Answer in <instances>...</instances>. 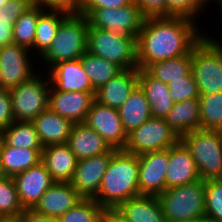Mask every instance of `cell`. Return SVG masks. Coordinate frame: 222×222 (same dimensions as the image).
Instances as JSON below:
<instances>
[{
	"label": "cell",
	"mask_w": 222,
	"mask_h": 222,
	"mask_svg": "<svg viewBox=\"0 0 222 222\" xmlns=\"http://www.w3.org/2000/svg\"><path fill=\"white\" fill-rule=\"evenodd\" d=\"M199 27L197 21L187 17L145 18L136 37L138 69L188 54L207 33Z\"/></svg>",
	"instance_id": "obj_1"
},
{
	"label": "cell",
	"mask_w": 222,
	"mask_h": 222,
	"mask_svg": "<svg viewBox=\"0 0 222 222\" xmlns=\"http://www.w3.org/2000/svg\"><path fill=\"white\" fill-rule=\"evenodd\" d=\"M138 180V156L118 149L113 153L93 199L103 209H117L124 201L140 195Z\"/></svg>",
	"instance_id": "obj_2"
},
{
	"label": "cell",
	"mask_w": 222,
	"mask_h": 222,
	"mask_svg": "<svg viewBox=\"0 0 222 222\" xmlns=\"http://www.w3.org/2000/svg\"><path fill=\"white\" fill-rule=\"evenodd\" d=\"M88 26L85 16L69 14L60 23L51 46L37 60V63L42 60L39 65H45V70L48 71L59 62L80 59L87 51Z\"/></svg>",
	"instance_id": "obj_3"
},
{
	"label": "cell",
	"mask_w": 222,
	"mask_h": 222,
	"mask_svg": "<svg viewBox=\"0 0 222 222\" xmlns=\"http://www.w3.org/2000/svg\"><path fill=\"white\" fill-rule=\"evenodd\" d=\"M222 39L209 34L192 48V74L200 95L222 92Z\"/></svg>",
	"instance_id": "obj_4"
},
{
	"label": "cell",
	"mask_w": 222,
	"mask_h": 222,
	"mask_svg": "<svg viewBox=\"0 0 222 222\" xmlns=\"http://www.w3.org/2000/svg\"><path fill=\"white\" fill-rule=\"evenodd\" d=\"M201 180L222 178V131L198 129L180 137Z\"/></svg>",
	"instance_id": "obj_5"
},
{
	"label": "cell",
	"mask_w": 222,
	"mask_h": 222,
	"mask_svg": "<svg viewBox=\"0 0 222 222\" xmlns=\"http://www.w3.org/2000/svg\"><path fill=\"white\" fill-rule=\"evenodd\" d=\"M168 221L205 219V181L175 186L158 195Z\"/></svg>",
	"instance_id": "obj_6"
},
{
	"label": "cell",
	"mask_w": 222,
	"mask_h": 222,
	"mask_svg": "<svg viewBox=\"0 0 222 222\" xmlns=\"http://www.w3.org/2000/svg\"><path fill=\"white\" fill-rule=\"evenodd\" d=\"M87 51L118 65L122 70L138 69L135 37L88 27Z\"/></svg>",
	"instance_id": "obj_7"
},
{
	"label": "cell",
	"mask_w": 222,
	"mask_h": 222,
	"mask_svg": "<svg viewBox=\"0 0 222 222\" xmlns=\"http://www.w3.org/2000/svg\"><path fill=\"white\" fill-rule=\"evenodd\" d=\"M37 70L39 72L28 81L9 89L15 121L32 122L40 113L48 109L51 82L44 69Z\"/></svg>",
	"instance_id": "obj_8"
},
{
	"label": "cell",
	"mask_w": 222,
	"mask_h": 222,
	"mask_svg": "<svg viewBox=\"0 0 222 222\" xmlns=\"http://www.w3.org/2000/svg\"><path fill=\"white\" fill-rule=\"evenodd\" d=\"M79 14L88 20V27L114 32L124 37H137L145 17L133 1L119 8L80 9Z\"/></svg>",
	"instance_id": "obj_9"
},
{
	"label": "cell",
	"mask_w": 222,
	"mask_h": 222,
	"mask_svg": "<svg viewBox=\"0 0 222 222\" xmlns=\"http://www.w3.org/2000/svg\"><path fill=\"white\" fill-rule=\"evenodd\" d=\"M180 141L178 134L164 119L150 118L127 134L123 150L140 156L145 153L168 149Z\"/></svg>",
	"instance_id": "obj_10"
},
{
	"label": "cell",
	"mask_w": 222,
	"mask_h": 222,
	"mask_svg": "<svg viewBox=\"0 0 222 222\" xmlns=\"http://www.w3.org/2000/svg\"><path fill=\"white\" fill-rule=\"evenodd\" d=\"M35 58L30 50L17 44L1 46L0 88H14L34 76L37 73Z\"/></svg>",
	"instance_id": "obj_11"
},
{
	"label": "cell",
	"mask_w": 222,
	"mask_h": 222,
	"mask_svg": "<svg viewBox=\"0 0 222 222\" xmlns=\"http://www.w3.org/2000/svg\"><path fill=\"white\" fill-rule=\"evenodd\" d=\"M84 123L95 130L111 148L117 150L125 148L127 133L123 128L118 109L94 100Z\"/></svg>",
	"instance_id": "obj_12"
},
{
	"label": "cell",
	"mask_w": 222,
	"mask_h": 222,
	"mask_svg": "<svg viewBox=\"0 0 222 222\" xmlns=\"http://www.w3.org/2000/svg\"><path fill=\"white\" fill-rule=\"evenodd\" d=\"M116 150L111 148L104 154L77 161L70 183L84 199H93L97 195L102 178Z\"/></svg>",
	"instance_id": "obj_13"
},
{
	"label": "cell",
	"mask_w": 222,
	"mask_h": 222,
	"mask_svg": "<svg viewBox=\"0 0 222 222\" xmlns=\"http://www.w3.org/2000/svg\"><path fill=\"white\" fill-rule=\"evenodd\" d=\"M140 195L158 196L166 190L169 148L138 156Z\"/></svg>",
	"instance_id": "obj_14"
},
{
	"label": "cell",
	"mask_w": 222,
	"mask_h": 222,
	"mask_svg": "<svg viewBox=\"0 0 222 222\" xmlns=\"http://www.w3.org/2000/svg\"><path fill=\"white\" fill-rule=\"evenodd\" d=\"M95 92L59 91L50 87L48 108L73 124L85 122Z\"/></svg>",
	"instance_id": "obj_15"
},
{
	"label": "cell",
	"mask_w": 222,
	"mask_h": 222,
	"mask_svg": "<svg viewBox=\"0 0 222 222\" xmlns=\"http://www.w3.org/2000/svg\"><path fill=\"white\" fill-rule=\"evenodd\" d=\"M23 209H33L44 192L54 183L45 165H37L13 177Z\"/></svg>",
	"instance_id": "obj_16"
},
{
	"label": "cell",
	"mask_w": 222,
	"mask_h": 222,
	"mask_svg": "<svg viewBox=\"0 0 222 222\" xmlns=\"http://www.w3.org/2000/svg\"><path fill=\"white\" fill-rule=\"evenodd\" d=\"M83 199L70 182H54L33 209L39 214L57 220Z\"/></svg>",
	"instance_id": "obj_17"
},
{
	"label": "cell",
	"mask_w": 222,
	"mask_h": 222,
	"mask_svg": "<svg viewBox=\"0 0 222 222\" xmlns=\"http://www.w3.org/2000/svg\"><path fill=\"white\" fill-rule=\"evenodd\" d=\"M45 73L49 76L51 87L59 91L96 92L80 59L59 62Z\"/></svg>",
	"instance_id": "obj_18"
},
{
	"label": "cell",
	"mask_w": 222,
	"mask_h": 222,
	"mask_svg": "<svg viewBox=\"0 0 222 222\" xmlns=\"http://www.w3.org/2000/svg\"><path fill=\"white\" fill-rule=\"evenodd\" d=\"M200 180L196 164L186 146L179 141L169 148L166 189Z\"/></svg>",
	"instance_id": "obj_19"
},
{
	"label": "cell",
	"mask_w": 222,
	"mask_h": 222,
	"mask_svg": "<svg viewBox=\"0 0 222 222\" xmlns=\"http://www.w3.org/2000/svg\"><path fill=\"white\" fill-rule=\"evenodd\" d=\"M138 86V69L122 70L95 92V100L108 107L119 109Z\"/></svg>",
	"instance_id": "obj_20"
},
{
	"label": "cell",
	"mask_w": 222,
	"mask_h": 222,
	"mask_svg": "<svg viewBox=\"0 0 222 222\" xmlns=\"http://www.w3.org/2000/svg\"><path fill=\"white\" fill-rule=\"evenodd\" d=\"M77 161L67 143L45 146L41 152V162L54 182H71Z\"/></svg>",
	"instance_id": "obj_21"
},
{
	"label": "cell",
	"mask_w": 222,
	"mask_h": 222,
	"mask_svg": "<svg viewBox=\"0 0 222 222\" xmlns=\"http://www.w3.org/2000/svg\"><path fill=\"white\" fill-rule=\"evenodd\" d=\"M67 144L77 160L98 156L111 149L106 141L84 122L73 124Z\"/></svg>",
	"instance_id": "obj_22"
},
{
	"label": "cell",
	"mask_w": 222,
	"mask_h": 222,
	"mask_svg": "<svg viewBox=\"0 0 222 222\" xmlns=\"http://www.w3.org/2000/svg\"><path fill=\"white\" fill-rule=\"evenodd\" d=\"M32 123L43 147L67 143L73 126L70 120L61 117L49 108L40 113Z\"/></svg>",
	"instance_id": "obj_23"
},
{
	"label": "cell",
	"mask_w": 222,
	"mask_h": 222,
	"mask_svg": "<svg viewBox=\"0 0 222 222\" xmlns=\"http://www.w3.org/2000/svg\"><path fill=\"white\" fill-rule=\"evenodd\" d=\"M129 222H168L157 196L139 195L124 201L117 209Z\"/></svg>",
	"instance_id": "obj_24"
},
{
	"label": "cell",
	"mask_w": 222,
	"mask_h": 222,
	"mask_svg": "<svg viewBox=\"0 0 222 222\" xmlns=\"http://www.w3.org/2000/svg\"><path fill=\"white\" fill-rule=\"evenodd\" d=\"M138 85L145 92L152 118L164 119L174 105L167 84L138 69Z\"/></svg>",
	"instance_id": "obj_25"
},
{
	"label": "cell",
	"mask_w": 222,
	"mask_h": 222,
	"mask_svg": "<svg viewBox=\"0 0 222 222\" xmlns=\"http://www.w3.org/2000/svg\"><path fill=\"white\" fill-rule=\"evenodd\" d=\"M118 112L127 134L152 117L145 92L139 85L118 109Z\"/></svg>",
	"instance_id": "obj_26"
},
{
	"label": "cell",
	"mask_w": 222,
	"mask_h": 222,
	"mask_svg": "<svg viewBox=\"0 0 222 222\" xmlns=\"http://www.w3.org/2000/svg\"><path fill=\"white\" fill-rule=\"evenodd\" d=\"M164 120L179 137L200 129L199 98L174 103Z\"/></svg>",
	"instance_id": "obj_27"
},
{
	"label": "cell",
	"mask_w": 222,
	"mask_h": 222,
	"mask_svg": "<svg viewBox=\"0 0 222 222\" xmlns=\"http://www.w3.org/2000/svg\"><path fill=\"white\" fill-rule=\"evenodd\" d=\"M42 150L43 149L15 148L1 141L0 162L5 174L9 177H14L37 165L41 162Z\"/></svg>",
	"instance_id": "obj_28"
},
{
	"label": "cell",
	"mask_w": 222,
	"mask_h": 222,
	"mask_svg": "<svg viewBox=\"0 0 222 222\" xmlns=\"http://www.w3.org/2000/svg\"><path fill=\"white\" fill-rule=\"evenodd\" d=\"M68 15V13L63 11L45 10L38 17L35 40L32 47V54H35L34 57H36V59H39L51 46L60 23Z\"/></svg>",
	"instance_id": "obj_29"
},
{
	"label": "cell",
	"mask_w": 222,
	"mask_h": 222,
	"mask_svg": "<svg viewBox=\"0 0 222 222\" xmlns=\"http://www.w3.org/2000/svg\"><path fill=\"white\" fill-rule=\"evenodd\" d=\"M192 50L177 58L165 59L148 65L144 70L153 78L165 84L171 81L182 80L192 71Z\"/></svg>",
	"instance_id": "obj_30"
},
{
	"label": "cell",
	"mask_w": 222,
	"mask_h": 222,
	"mask_svg": "<svg viewBox=\"0 0 222 222\" xmlns=\"http://www.w3.org/2000/svg\"><path fill=\"white\" fill-rule=\"evenodd\" d=\"M2 141L15 148H44L32 122L13 121L3 128Z\"/></svg>",
	"instance_id": "obj_31"
},
{
	"label": "cell",
	"mask_w": 222,
	"mask_h": 222,
	"mask_svg": "<svg viewBox=\"0 0 222 222\" xmlns=\"http://www.w3.org/2000/svg\"><path fill=\"white\" fill-rule=\"evenodd\" d=\"M80 61L95 91L122 71L118 65L88 51L80 57Z\"/></svg>",
	"instance_id": "obj_32"
},
{
	"label": "cell",
	"mask_w": 222,
	"mask_h": 222,
	"mask_svg": "<svg viewBox=\"0 0 222 222\" xmlns=\"http://www.w3.org/2000/svg\"><path fill=\"white\" fill-rule=\"evenodd\" d=\"M42 8L32 5L16 20L13 26V43L32 53L38 17L44 12Z\"/></svg>",
	"instance_id": "obj_33"
},
{
	"label": "cell",
	"mask_w": 222,
	"mask_h": 222,
	"mask_svg": "<svg viewBox=\"0 0 222 222\" xmlns=\"http://www.w3.org/2000/svg\"><path fill=\"white\" fill-rule=\"evenodd\" d=\"M200 129L222 131V92L199 96Z\"/></svg>",
	"instance_id": "obj_34"
},
{
	"label": "cell",
	"mask_w": 222,
	"mask_h": 222,
	"mask_svg": "<svg viewBox=\"0 0 222 222\" xmlns=\"http://www.w3.org/2000/svg\"><path fill=\"white\" fill-rule=\"evenodd\" d=\"M205 220L222 222V178L205 180Z\"/></svg>",
	"instance_id": "obj_35"
},
{
	"label": "cell",
	"mask_w": 222,
	"mask_h": 222,
	"mask_svg": "<svg viewBox=\"0 0 222 222\" xmlns=\"http://www.w3.org/2000/svg\"><path fill=\"white\" fill-rule=\"evenodd\" d=\"M103 208L94 199H83L75 207L61 215L57 222H96Z\"/></svg>",
	"instance_id": "obj_36"
},
{
	"label": "cell",
	"mask_w": 222,
	"mask_h": 222,
	"mask_svg": "<svg viewBox=\"0 0 222 222\" xmlns=\"http://www.w3.org/2000/svg\"><path fill=\"white\" fill-rule=\"evenodd\" d=\"M23 211L13 177L0 180V215H17Z\"/></svg>",
	"instance_id": "obj_37"
},
{
	"label": "cell",
	"mask_w": 222,
	"mask_h": 222,
	"mask_svg": "<svg viewBox=\"0 0 222 222\" xmlns=\"http://www.w3.org/2000/svg\"><path fill=\"white\" fill-rule=\"evenodd\" d=\"M166 3L167 17L181 16L191 18L197 22L200 21L199 17H202L200 14L207 9L203 0H166Z\"/></svg>",
	"instance_id": "obj_38"
},
{
	"label": "cell",
	"mask_w": 222,
	"mask_h": 222,
	"mask_svg": "<svg viewBox=\"0 0 222 222\" xmlns=\"http://www.w3.org/2000/svg\"><path fill=\"white\" fill-rule=\"evenodd\" d=\"M167 86L169 87L170 98L174 103L196 99L200 96L192 72L188 76L182 77V80L168 82Z\"/></svg>",
	"instance_id": "obj_39"
},
{
	"label": "cell",
	"mask_w": 222,
	"mask_h": 222,
	"mask_svg": "<svg viewBox=\"0 0 222 222\" xmlns=\"http://www.w3.org/2000/svg\"><path fill=\"white\" fill-rule=\"evenodd\" d=\"M31 0H8L0 7V22L15 23L29 7Z\"/></svg>",
	"instance_id": "obj_40"
},
{
	"label": "cell",
	"mask_w": 222,
	"mask_h": 222,
	"mask_svg": "<svg viewBox=\"0 0 222 222\" xmlns=\"http://www.w3.org/2000/svg\"><path fill=\"white\" fill-rule=\"evenodd\" d=\"M32 5L43 10L63 11L68 14H79L81 0H31Z\"/></svg>",
	"instance_id": "obj_41"
},
{
	"label": "cell",
	"mask_w": 222,
	"mask_h": 222,
	"mask_svg": "<svg viewBox=\"0 0 222 222\" xmlns=\"http://www.w3.org/2000/svg\"><path fill=\"white\" fill-rule=\"evenodd\" d=\"M145 18L167 17L166 0H134Z\"/></svg>",
	"instance_id": "obj_42"
},
{
	"label": "cell",
	"mask_w": 222,
	"mask_h": 222,
	"mask_svg": "<svg viewBox=\"0 0 222 222\" xmlns=\"http://www.w3.org/2000/svg\"><path fill=\"white\" fill-rule=\"evenodd\" d=\"M14 120L9 89L0 88V125L4 128Z\"/></svg>",
	"instance_id": "obj_43"
},
{
	"label": "cell",
	"mask_w": 222,
	"mask_h": 222,
	"mask_svg": "<svg viewBox=\"0 0 222 222\" xmlns=\"http://www.w3.org/2000/svg\"><path fill=\"white\" fill-rule=\"evenodd\" d=\"M134 0H81L80 9L119 8Z\"/></svg>",
	"instance_id": "obj_44"
},
{
	"label": "cell",
	"mask_w": 222,
	"mask_h": 222,
	"mask_svg": "<svg viewBox=\"0 0 222 222\" xmlns=\"http://www.w3.org/2000/svg\"><path fill=\"white\" fill-rule=\"evenodd\" d=\"M21 222H57L55 219L39 214L34 209H24Z\"/></svg>",
	"instance_id": "obj_45"
},
{
	"label": "cell",
	"mask_w": 222,
	"mask_h": 222,
	"mask_svg": "<svg viewBox=\"0 0 222 222\" xmlns=\"http://www.w3.org/2000/svg\"><path fill=\"white\" fill-rule=\"evenodd\" d=\"M13 26L14 23L0 22V47L13 43Z\"/></svg>",
	"instance_id": "obj_46"
},
{
	"label": "cell",
	"mask_w": 222,
	"mask_h": 222,
	"mask_svg": "<svg viewBox=\"0 0 222 222\" xmlns=\"http://www.w3.org/2000/svg\"><path fill=\"white\" fill-rule=\"evenodd\" d=\"M101 217L105 220V222H129L116 209H104Z\"/></svg>",
	"instance_id": "obj_47"
},
{
	"label": "cell",
	"mask_w": 222,
	"mask_h": 222,
	"mask_svg": "<svg viewBox=\"0 0 222 222\" xmlns=\"http://www.w3.org/2000/svg\"><path fill=\"white\" fill-rule=\"evenodd\" d=\"M0 222H21V214L0 215Z\"/></svg>",
	"instance_id": "obj_48"
},
{
	"label": "cell",
	"mask_w": 222,
	"mask_h": 222,
	"mask_svg": "<svg viewBox=\"0 0 222 222\" xmlns=\"http://www.w3.org/2000/svg\"><path fill=\"white\" fill-rule=\"evenodd\" d=\"M168 222H206L205 219H186V220H173Z\"/></svg>",
	"instance_id": "obj_49"
},
{
	"label": "cell",
	"mask_w": 222,
	"mask_h": 222,
	"mask_svg": "<svg viewBox=\"0 0 222 222\" xmlns=\"http://www.w3.org/2000/svg\"><path fill=\"white\" fill-rule=\"evenodd\" d=\"M215 1V3L217 4V9H219L218 11L220 12L222 10V0H212L211 3H213Z\"/></svg>",
	"instance_id": "obj_50"
},
{
	"label": "cell",
	"mask_w": 222,
	"mask_h": 222,
	"mask_svg": "<svg viewBox=\"0 0 222 222\" xmlns=\"http://www.w3.org/2000/svg\"><path fill=\"white\" fill-rule=\"evenodd\" d=\"M5 177H7V175L5 174L2 164L0 162V180L4 179Z\"/></svg>",
	"instance_id": "obj_51"
},
{
	"label": "cell",
	"mask_w": 222,
	"mask_h": 222,
	"mask_svg": "<svg viewBox=\"0 0 222 222\" xmlns=\"http://www.w3.org/2000/svg\"><path fill=\"white\" fill-rule=\"evenodd\" d=\"M8 0H0V7H2L3 6V4L5 3V2H7Z\"/></svg>",
	"instance_id": "obj_52"
},
{
	"label": "cell",
	"mask_w": 222,
	"mask_h": 222,
	"mask_svg": "<svg viewBox=\"0 0 222 222\" xmlns=\"http://www.w3.org/2000/svg\"><path fill=\"white\" fill-rule=\"evenodd\" d=\"M203 1L207 4V7H209L208 5H211V3L209 4V2L212 0H203Z\"/></svg>",
	"instance_id": "obj_53"
},
{
	"label": "cell",
	"mask_w": 222,
	"mask_h": 222,
	"mask_svg": "<svg viewBox=\"0 0 222 222\" xmlns=\"http://www.w3.org/2000/svg\"><path fill=\"white\" fill-rule=\"evenodd\" d=\"M96 222H105V220L102 217H100L98 220H96Z\"/></svg>",
	"instance_id": "obj_54"
},
{
	"label": "cell",
	"mask_w": 222,
	"mask_h": 222,
	"mask_svg": "<svg viewBox=\"0 0 222 222\" xmlns=\"http://www.w3.org/2000/svg\"><path fill=\"white\" fill-rule=\"evenodd\" d=\"M3 127L0 125V136H2Z\"/></svg>",
	"instance_id": "obj_55"
}]
</instances>
